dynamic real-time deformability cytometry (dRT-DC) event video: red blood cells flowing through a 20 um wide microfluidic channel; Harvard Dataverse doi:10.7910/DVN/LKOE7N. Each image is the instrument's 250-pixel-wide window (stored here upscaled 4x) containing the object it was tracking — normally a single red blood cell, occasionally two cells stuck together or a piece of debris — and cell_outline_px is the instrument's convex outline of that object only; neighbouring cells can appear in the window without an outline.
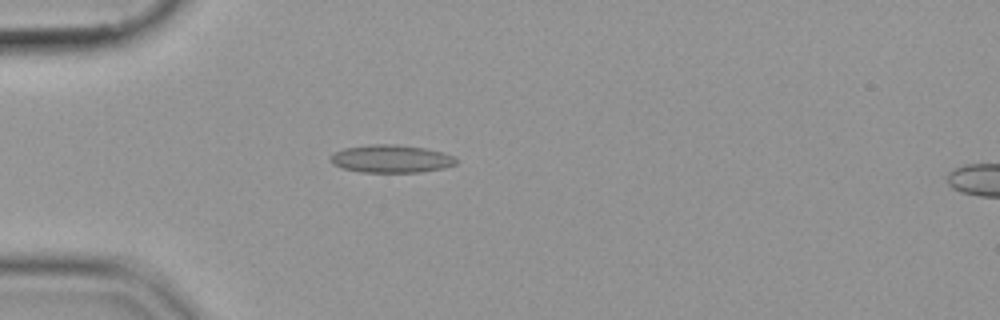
{"species": "common noctule bat (a hibernating species)", "species_latin": "Nyctalus noctula", "temperature_condition": "cold", "stored_images_in_passage": 40, "camera_frame_rate_fps": 3000, "um_per_image_px": 0.085, "animal": {"sex": "female", "body_mass_g": 19.9}, "frame": {"image": 1, "passage_image": 1, "time_ms": 0.0, "image_size_px": [1000, 320], "cell_outline_px": [[456, 164], [444, 168], [420, 172], [360, 172], [344, 168], [332, 164], [328, 156], [344, 148], [368, 144], [396, 144], [428, 148], [444, 152], [452, 156], [456, 160]], "centroid_in_image_um": [33.24, 13.49], "position_along_channel_um": 51.8, "area_um2": 20.52}}
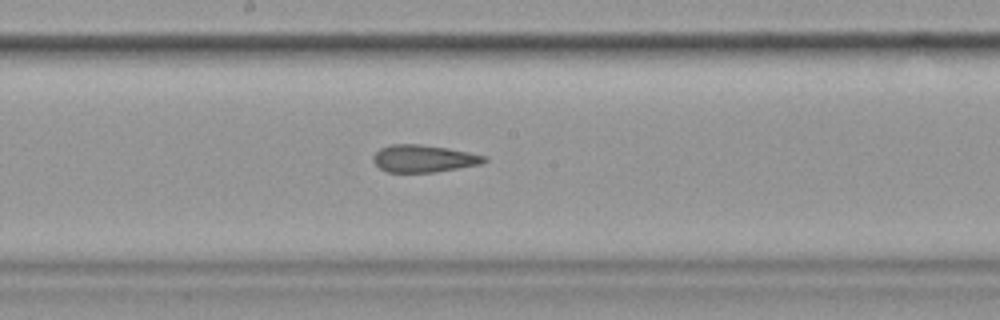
{"frame": {"image": 2, "passage_image": 15, "time_ms": 4.667, "image_size_px": [1000, 320], "cell_outline_px": [[488, 160], [480, 164], [436, 172], [384, 172], [372, 160], [372, 156], [380, 148], [392, 144], [420, 144], [448, 148], [488, 156]], "centroid_in_image_um": [36.0, 13.47], "position_along_channel_um": 212.2, "area_um2": 17.74}}
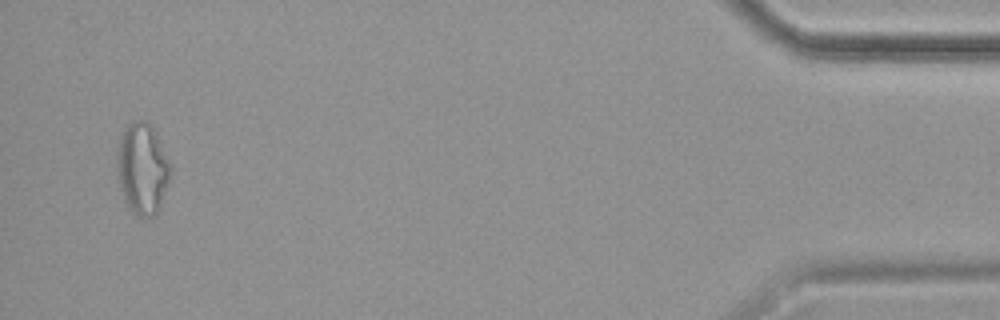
{"frame": {"image": 3, "passage_image": 38, "time_ms": 12.333, "image_size_px": [1000, 320], "cell_outline_px": [[172, 168], [168, 184], [160, 208], [152, 216], [136, 216], [128, 208], [124, 200], [120, 188], [116, 172], [116, 152], [120, 136], [124, 128], [128, 124], [136, 120], [148, 120], [152, 124], [172, 164]], "centroid_in_image_um": [12.1, 14.3], "position_along_channel_um": 423.1, "area_um2": 29.19}}